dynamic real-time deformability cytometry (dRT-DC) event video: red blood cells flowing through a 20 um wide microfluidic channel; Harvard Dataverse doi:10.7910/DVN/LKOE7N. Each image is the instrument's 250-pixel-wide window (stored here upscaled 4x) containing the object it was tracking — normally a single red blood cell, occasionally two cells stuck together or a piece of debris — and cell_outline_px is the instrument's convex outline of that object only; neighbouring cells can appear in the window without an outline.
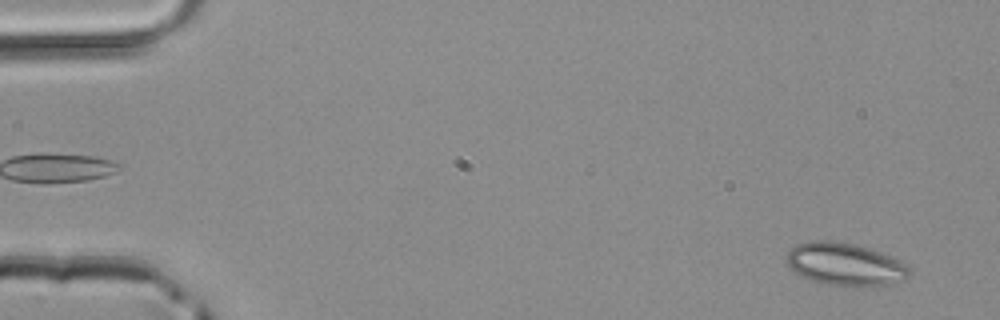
{"species": "common noctule bat (a hibernating species)", "species_latin": "Nyctalus noctula", "temperature_condition": "room temperature", "stored_images_in_passage": 13, "camera_frame_rate_fps": 3000, "um_per_image_px": 0.085, "animal": {"sex": "male", "body_mass_g": 20.4}, "frame": {"image": 1, "passage_image": 3, "time_ms": 0.667, "image_size_px": [1000, 320], "cell_outline_px": [[912, 272], [908, 280], [888, 284], [824, 284], [800, 276], [788, 264], [788, 252], [796, 244], [812, 240], [828, 240], [856, 244], [892, 256], [908, 264], [912, 268]], "centroid_in_image_um": [71.9, 22.43], "position_along_channel_um": 13.1, "area_um2": 30.23}}